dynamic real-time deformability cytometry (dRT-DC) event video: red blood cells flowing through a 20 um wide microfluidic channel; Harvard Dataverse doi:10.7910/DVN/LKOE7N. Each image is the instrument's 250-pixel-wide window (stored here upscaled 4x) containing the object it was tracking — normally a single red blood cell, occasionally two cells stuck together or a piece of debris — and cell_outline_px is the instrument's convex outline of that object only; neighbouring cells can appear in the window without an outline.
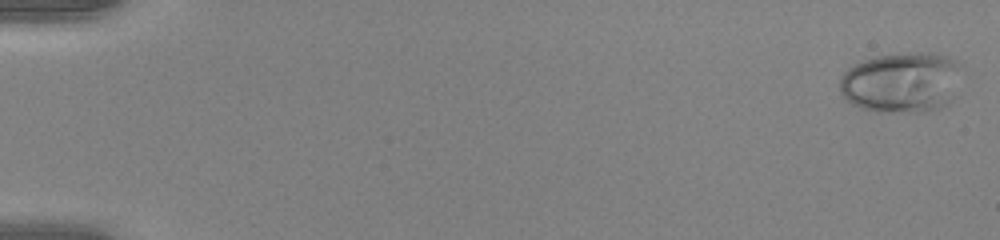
{"species": "human", "species_latin": "Homo sapiens", "temperature_condition": "warm", "stored_images_in_passage": 53, "camera_frame_rate_fps": 3000, "um_per_image_px": 0.085, "donor": {"sex": "female"}, "frame": {"image": 1, "passage_image": 1, "time_ms": 0.0, "image_size_px": [1000, 240], "cell_outline_px": [[964, 64], [952, 100], [948, 104], [928, 112], [880, 112], [860, 108], [852, 104], [840, 92], [840, 80], [844, 72], [848, 68], [864, 60], [876, 56], [908, 52], [928, 52], [948, 56]], "centroid_in_image_um": [76.68, 7.0], "position_along_channel_um": 8.3, "area_um2": 43.64}}
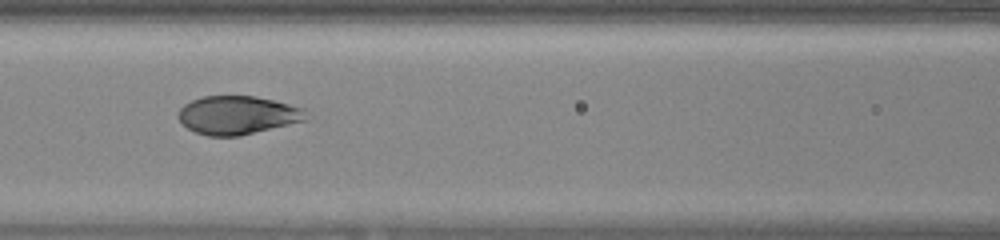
{"frame": {"image": 2, "passage_image": 25, "time_ms": 8.0, "image_size_px": [1000, 240], "cell_outline_px": [[308, 120], [240, 136], [208, 136], [196, 132], [188, 128], [176, 116], [180, 108], [184, 104], [192, 100], [204, 96], [256, 96], [304, 108]], "centroid_in_image_um": [20.19, 9.79], "position_along_channel_um": 146.4, "area_um2": 28.61}}
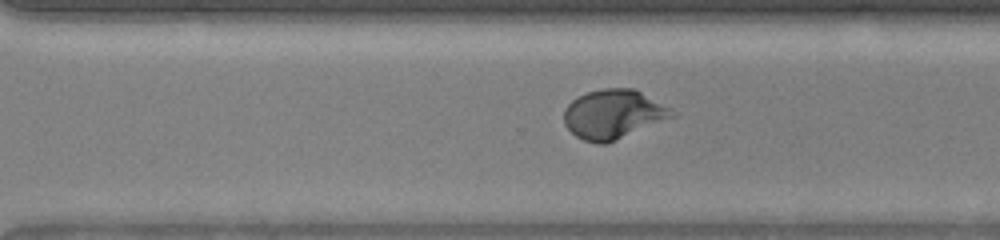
{"frame": {"image": 3, "passage_image": 38, "time_ms": 12.333, "image_size_px": [1000, 240], "cell_outline_px": [[676, 116], [604, 144], [596, 144], [584, 140], [576, 136], [564, 124], [564, 108], [572, 100], [588, 92], [604, 88], [636, 88], [672, 108], [676, 112]], "centroid_in_image_um": [52.16, 9.69], "position_along_channel_um": 318.4, "area_um2": 30.98}, "authors_computed_cell_mechanics": {"area_um2": 30.7496, "velocity_mm_per_s": 3.9836, "shape_relaxation_time_tau1_ms": 4.3959, "shape_relaxation_time_tau2_ms": null, "deformation_change_tau1": 0.2429, "deformation_change_tau2": null}}